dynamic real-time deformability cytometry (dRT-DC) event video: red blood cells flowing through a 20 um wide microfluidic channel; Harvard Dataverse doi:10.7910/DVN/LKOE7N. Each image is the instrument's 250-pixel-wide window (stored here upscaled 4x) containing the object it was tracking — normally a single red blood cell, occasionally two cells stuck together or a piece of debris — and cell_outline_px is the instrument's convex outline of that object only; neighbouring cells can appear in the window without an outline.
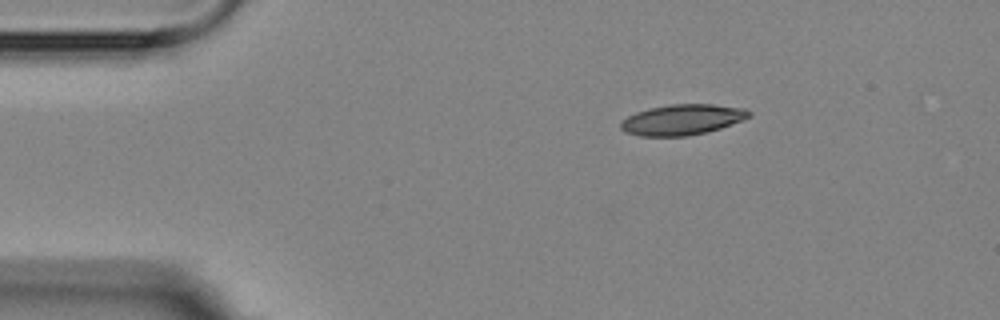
{"species": "Egyptian fruit bat (a non-hibernating species)", "species_latin": "Rousettus aegyptiacus", "temperature_condition": "room temperature", "stored_images_in_passage": 2, "camera_frame_rate_fps": 3000, "um_per_image_px": 0.085, "animal": {"sex": "female"}, "frame": {"image": 1, "passage_image": 1, "time_ms": 0.0, "image_size_px": [1000, 320], "cell_outline_px": [[752, 116], [720, 128], [708, 132], [688, 136], [640, 136], [624, 132], [620, 128], [620, 120], [636, 112], [648, 108], [672, 104], [712, 104], [744, 108], [752, 112]], "centroid_in_image_um": [57.97, 10.17], "position_along_channel_um": 27.0, "area_um2": 23.0}}